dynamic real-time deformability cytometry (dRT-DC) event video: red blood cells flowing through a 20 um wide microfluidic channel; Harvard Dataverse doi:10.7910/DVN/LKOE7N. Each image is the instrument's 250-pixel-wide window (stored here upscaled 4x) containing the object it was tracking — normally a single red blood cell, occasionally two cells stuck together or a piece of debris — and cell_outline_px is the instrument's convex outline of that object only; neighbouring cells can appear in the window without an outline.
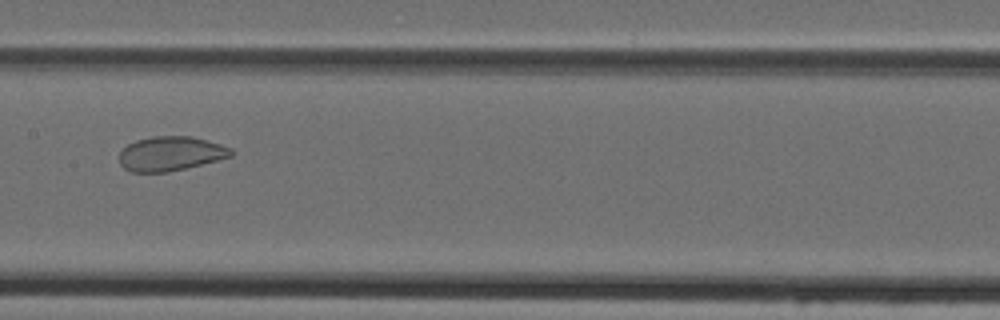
{"species": "Egyptian fruit bat (a non-hibernating species)", "species_latin": "Rousettus aegyptiacus", "temperature_condition": "cold", "stored_images_in_passage": 8, "camera_frame_rate_fps": 3000, "um_per_image_px": 0.085, "animal": {"sex": "female"}, "frame": {"image": 1, "passage_image": 8, "time_ms": 9.0, "image_size_px": [1000, 320], "cell_outline_px": [[236, 152], [232, 156], [168, 172], [132, 172], [124, 168], [120, 164], [120, 152], [128, 144], [136, 140], [152, 136], [192, 136], [220, 144], [232, 148]], "centroid_in_image_um": [14.51, 13.05], "position_along_channel_um": 192.9, "area_um2": 22.31}}